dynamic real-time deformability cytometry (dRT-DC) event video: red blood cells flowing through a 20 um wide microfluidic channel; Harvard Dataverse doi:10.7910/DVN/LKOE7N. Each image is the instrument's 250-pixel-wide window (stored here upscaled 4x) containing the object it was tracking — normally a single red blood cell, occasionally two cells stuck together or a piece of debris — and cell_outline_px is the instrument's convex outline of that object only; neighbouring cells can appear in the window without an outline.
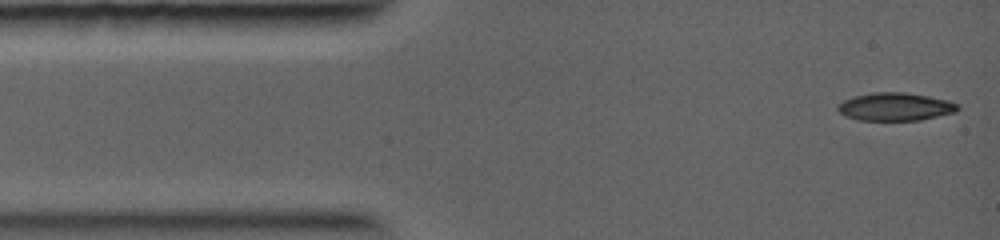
{"species": "common noctule bat (a hibernating species)", "species_latin": "Nyctalus noctula", "temperature_condition": "warm", "stored_images_in_passage": 23, "camera_frame_rate_fps": 5000, "um_per_image_px": 0.085, "animal": {"sex": "female", "body_mass_g": 19.0, "forearm_length_mm": 56.7}, "frame": {"image": 1, "passage_image": 1, "time_ms": 0.0, "image_size_px": [1000, 240], "cell_outline_px": [[960, 108], [956, 112], [920, 120], [856, 120], [844, 116], [836, 108], [836, 104], [844, 100], [856, 96], [872, 92], [904, 92], [928, 96], [948, 100], [956, 104]], "centroid_in_image_um": [76.07, 9.07], "position_along_channel_um": 8.9, "area_um2": 19.59}}
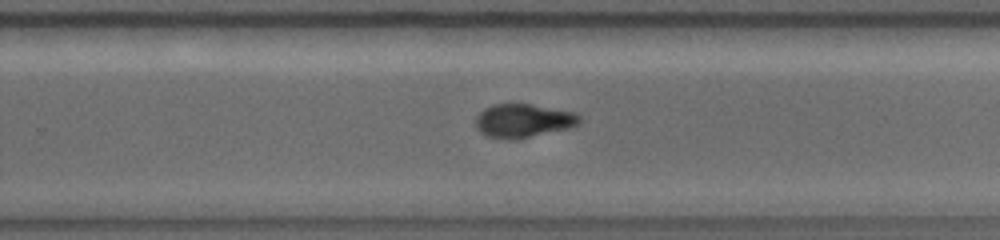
{"frame": {"image": 2, "passage_image": 15, "time_ms": 7.2, "image_size_px": [1000, 240], "cell_outline_px": [[580, 124], [568, 128], [516, 140], [508, 140], [488, 136], [480, 132], [476, 128], [476, 116], [484, 108], [492, 104], [532, 104], [576, 112], [580, 116]], "centroid_in_image_um": [44.48, 10.26], "position_along_channel_um": 285.3, "area_um2": 20.52}}
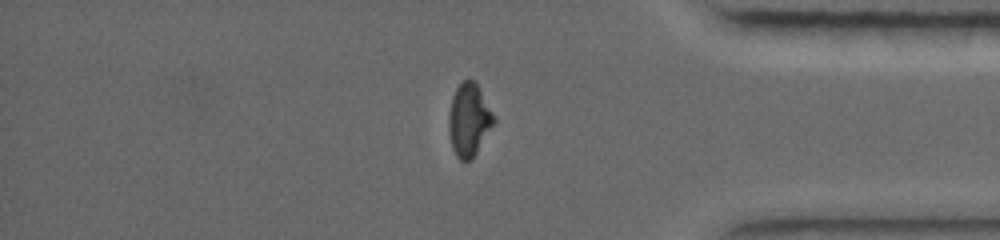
{"frame": {"image": 3, "passage_image": 20, "time_ms": 9.8, "image_size_px": [1000, 240], "cell_outline_px": [[496, 120], [476, 152], [468, 160], [460, 160], [456, 156], [452, 148], [448, 132], [448, 116], [452, 96], [456, 88], [464, 80], [476, 80], [496, 116]], "centroid_in_image_um": [39.87, 10.14], "position_along_channel_um": 395.3, "area_um2": 19.25}}